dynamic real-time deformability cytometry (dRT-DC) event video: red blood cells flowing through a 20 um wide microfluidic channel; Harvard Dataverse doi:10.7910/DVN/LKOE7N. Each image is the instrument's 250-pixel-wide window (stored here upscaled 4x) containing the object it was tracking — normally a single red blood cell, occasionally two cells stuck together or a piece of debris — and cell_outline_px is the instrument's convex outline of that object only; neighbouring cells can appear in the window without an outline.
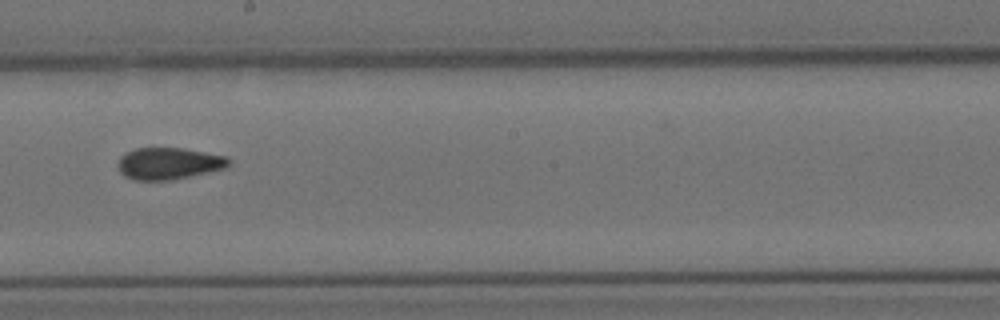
{"species": "Egyptian fruit bat (a non-hibernating species)", "species_latin": "Rousettus aegyptiacus", "temperature_condition": "cold", "stored_images_in_passage": 11, "camera_frame_rate_fps": 3000, "um_per_image_px": 0.085, "animal": {"sex": "female"}, "frame": {"image": 1, "passage_image": 5, "time_ms": 5.667, "image_size_px": [1000, 320], "cell_outline_px": [[232, 164], [228, 168], [172, 180], [132, 180], [124, 176], [120, 172], [116, 164], [120, 156], [136, 148], [180, 148], [228, 156], [232, 160]], "centroid_in_image_um": [14.38, 13.9], "position_along_channel_um": 233.8, "area_um2": 20.87}}
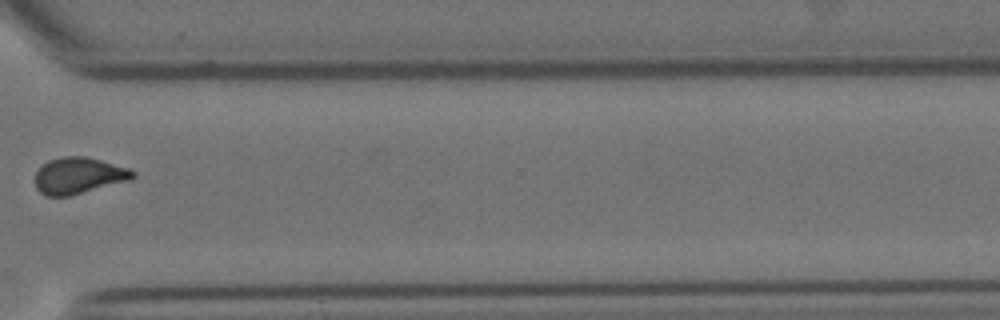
{"frame": {"image": 2, "passage_image": 8, "time_ms": 9.333, "image_size_px": [1000, 320], "cell_outline_px": [[136, 176], [132, 180], [68, 196], [44, 196], [36, 188], [36, 172], [48, 160], [64, 156], [84, 156], [100, 160], [128, 168], [136, 172]], "centroid_in_image_um": [6.71, 14.93], "position_along_channel_um": 363.9, "area_um2": 20.69}}
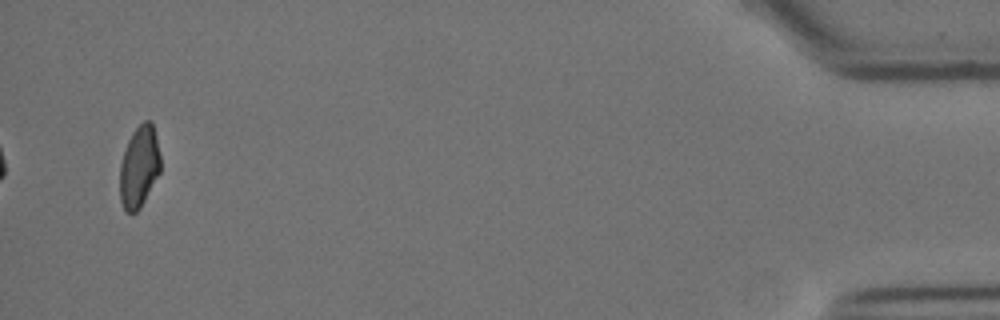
{"frame": {"image": 3, "passage_image": 11, "time_ms": 13.333, "image_size_px": [1000, 320], "cell_outline_px": [[160, 172], [140, 208], [136, 212], [124, 212], [120, 200], [120, 164], [128, 140], [132, 132], [144, 120], [152, 120], [160, 156]], "centroid_in_image_um": [11.82, 14.18], "position_along_channel_um": 423.4, "area_um2": 19.31}}